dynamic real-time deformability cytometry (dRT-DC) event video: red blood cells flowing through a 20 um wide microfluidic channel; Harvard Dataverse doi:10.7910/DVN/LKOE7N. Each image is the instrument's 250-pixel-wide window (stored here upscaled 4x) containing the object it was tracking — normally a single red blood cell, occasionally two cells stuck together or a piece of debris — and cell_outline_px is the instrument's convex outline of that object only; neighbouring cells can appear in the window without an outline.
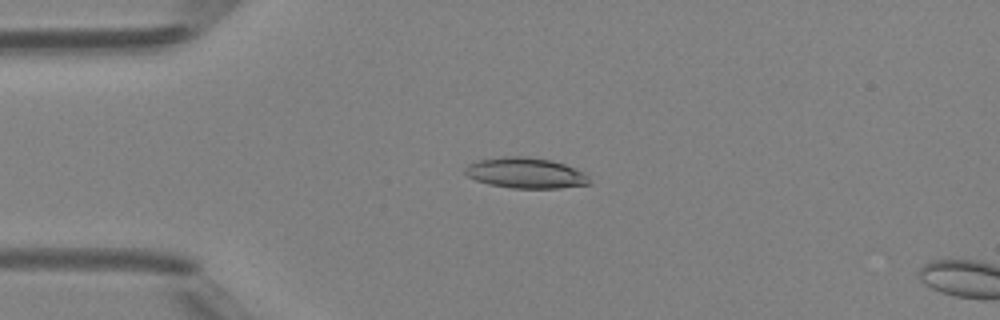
{"species": "Egyptian fruit bat (a non-hibernating species)", "species_latin": "Rousettus aegyptiacus", "temperature_condition": "room temperature", "stored_images_in_passage": 4, "camera_frame_rate_fps": 3000, "um_per_image_px": 0.085, "animal": {"sex": "female"}, "frame": {"image": 1, "passage_image": 3, "time_ms": 2.333, "image_size_px": [1000, 320], "cell_outline_px": [[592, 184], [560, 188], [512, 188], [488, 184], [476, 180], [468, 176], [464, 172], [464, 168], [468, 164], [476, 160], [500, 156], [528, 156], [552, 160], [564, 164], [584, 172], [588, 176]], "centroid_in_image_um": [44.67, 14.69], "position_along_channel_um": 40.3, "area_um2": 22.48}}